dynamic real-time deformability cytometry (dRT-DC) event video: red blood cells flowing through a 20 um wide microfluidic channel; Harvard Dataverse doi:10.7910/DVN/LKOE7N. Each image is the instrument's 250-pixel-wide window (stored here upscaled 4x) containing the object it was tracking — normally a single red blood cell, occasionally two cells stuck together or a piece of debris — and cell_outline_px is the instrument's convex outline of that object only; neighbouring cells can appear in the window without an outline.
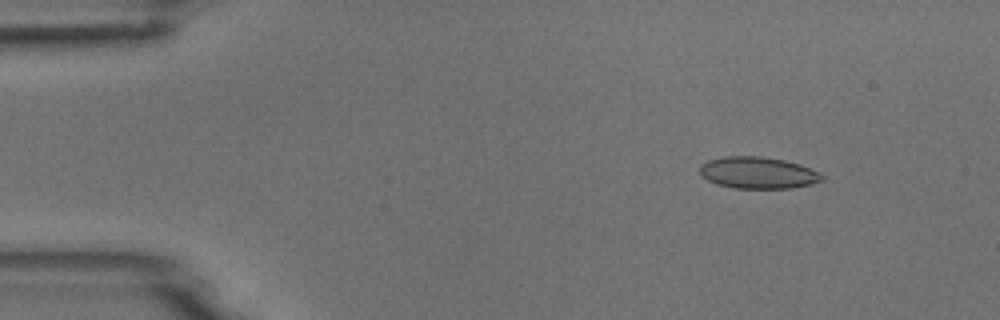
{"species": "common noctule bat (a hibernating species)", "species_latin": "Nyctalus noctula", "temperature_condition": "room temperature", "stored_images_in_passage": 4, "camera_frame_rate_fps": 3000, "um_per_image_px": 0.085, "animal": {"sex": "male", "body_mass_g": 18.8}, "frame": {"image": 1, "passage_image": 2, "time_ms": 1.333, "image_size_px": [1000, 320], "cell_outline_px": [[824, 180], [812, 184], [792, 188], [736, 188], [716, 184], [700, 176], [700, 164], [708, 160], [724, 156], [760, 156], [784, 160], [800, 164], [820, 172], [824, 176]], "centroid_in_image_um": [64.43, 14.68], "position_along_channel_um": 20.6, "area_um2": 22.77}}
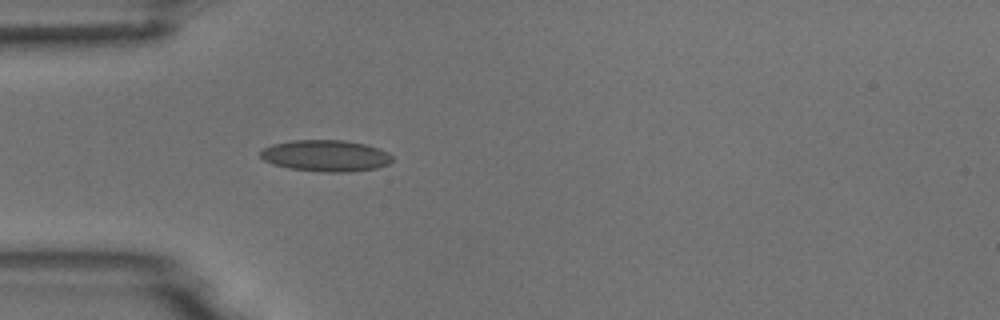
{"frame": {"image": 2, "passage_image": 4, "time_ms": 4.333, "image_size_px": [1000, 320], "cell_outline_px": [[392, 160], [388, 164], [376, 168], [352, 172], [320, 172], [288, 168], [272, 164], [264, 160], [260, 156], [260, 152], [264, 148], [272, 144], [292, 140], [344, 140], [364, 144], [388, 152], [392, 156]], "centroid_in_image_um": [27.67, 13.24], "position_along_channel_um": 57.3, "area_um2": 24.22}}